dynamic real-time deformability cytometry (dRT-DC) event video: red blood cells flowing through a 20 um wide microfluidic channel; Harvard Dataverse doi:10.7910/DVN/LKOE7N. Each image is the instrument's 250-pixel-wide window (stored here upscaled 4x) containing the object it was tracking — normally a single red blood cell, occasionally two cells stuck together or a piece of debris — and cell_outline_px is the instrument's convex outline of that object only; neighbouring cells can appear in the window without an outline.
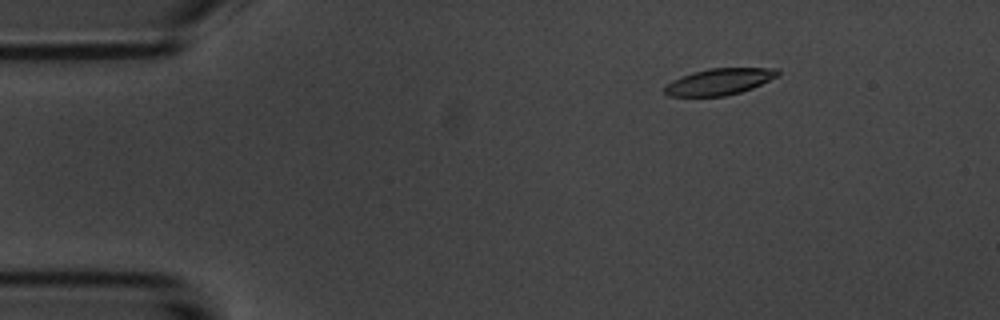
{"species": "common noctule bat (a hibernating species)", "species_latin": "Nyctalus noctula", "temperature_condition": "room temperature", "stored_images_in_passage": 9, "camera_frame_rate_fps": 3000, "um_per_image_px": 0.085, "animal": {"sex": "male", "body_mass_g": 20.1, "forearm_length_mm": 53.5}, "frame": {"image": 1, "passage_image": 3, "time_ms": 2.333, "image_size_px": [1000, 320], "cell_outline_px": [[780, 76], [752, 88], [740, 92], [724, 96], [668, 96], [664, 92], [664, 88], [672, 80], [708, 68], [776, 68], [780, 72]], "centroid_in_image_um": [61.19, 6.94], "position_along_channel_um": 23.8, "area_um2": 17.28}}
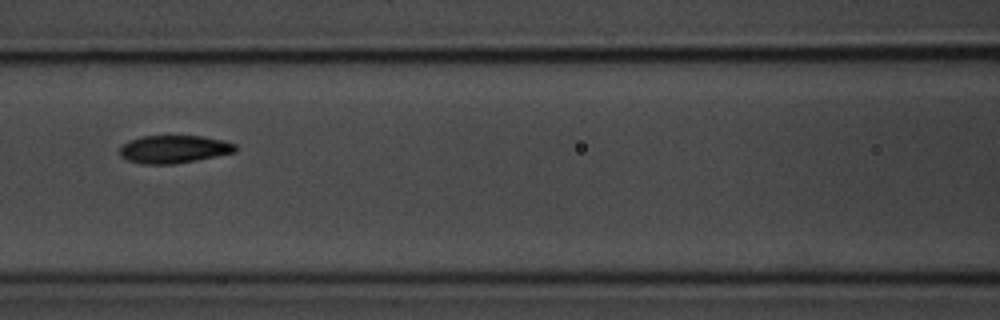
{"frame": {"image": 2, "passage_image": 7, "time_ms": 7.667, "image_size_px": [1000, 320], "cell_outline_px": [[236, 152], [176, 164], [140, 164], [128, 160], [120, 156], [120, 144], [128, 140], [140, 136], [200, 136], [224, 140], [236, 144]], "centroid_in_image_um": [14.75, 12.68], "position_along_channel_um": 151.9, "area_um2": 18.96}}
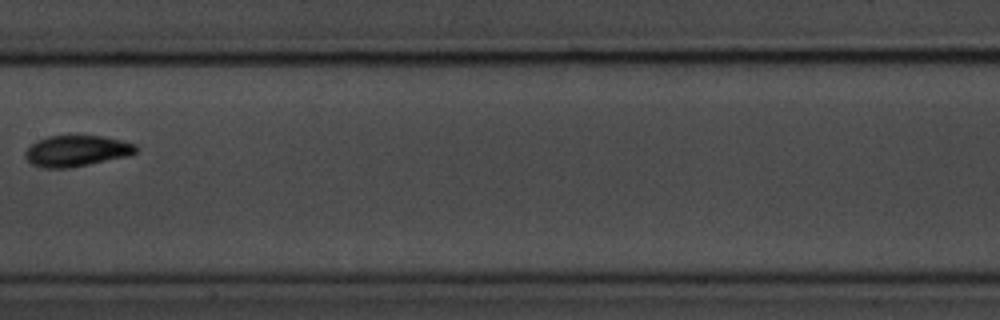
{"frame": {"image": 3, "passage_image": 8, "time_ms": 9.0, "image_size_px": [1000, 320], "cell_outline_px": [[136, 152], [128, 156], [68, 168], [40, 168], [32, 164], [24, 156], [24, 152], [36, 140], [48, 136], [104, 136], [136, 144]], "centroid_in_image_um": [6.48, 12.83], "position_along_channel_um": 200.9, "area_um2": 19.94}}